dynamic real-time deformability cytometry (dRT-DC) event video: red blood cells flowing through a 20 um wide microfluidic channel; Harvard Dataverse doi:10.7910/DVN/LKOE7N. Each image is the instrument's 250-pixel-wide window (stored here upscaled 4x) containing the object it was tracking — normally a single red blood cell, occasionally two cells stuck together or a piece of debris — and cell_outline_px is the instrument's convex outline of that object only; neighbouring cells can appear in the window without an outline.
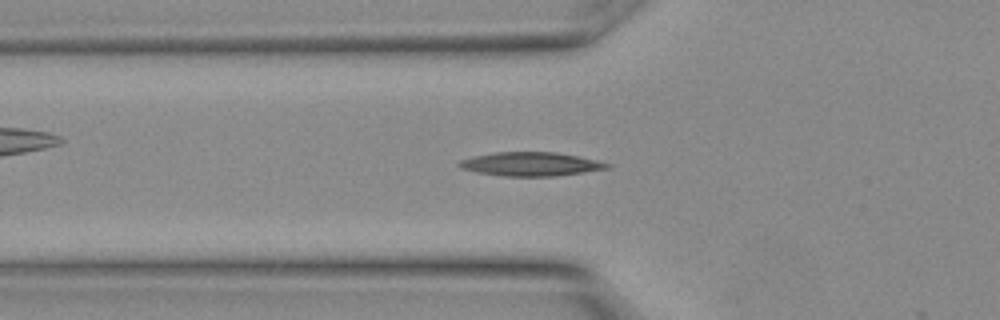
{"species": "Egyptian fruit bat (a non-hibernating species)", "species_latin": "Rousettus aegyptiacus", "temperature_condition": "warm", "stored_images_in_passage": 16, "camera_frame_rate_fps": 3000, "um_per_image_px": 0.085, "animal": {"sex": "female"}, "frame": {"image": 1, "passage_image": 10, "time_ms": 3.0, "image_size_px": [1000, 320], "cell_outline_px": [[612, 164], [608, 168], [584, 172], [552, 176], [504, 176], [476, 172], [464, 168], [456, 164], [460, 160], [472, 156], [496, 152], [556, 152], [596, 160]], "centroid_in_image_um": [45.09, 13.94], "position_along_channel_um": 80.7, "area_um2": 20.29}}
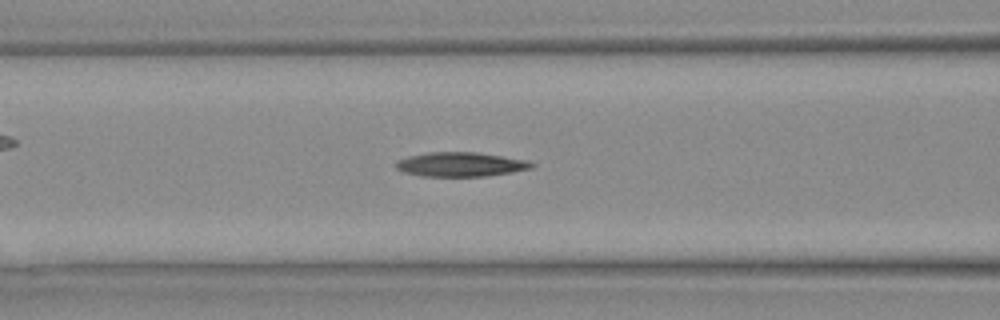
{"frame": {"image": 2, "passage_image": 12, "time_ms": 3.667, "image_size_px": [1000, 320], "cell_outline_px": [[536, 164], [532, 168], [512, 172], [484, 176], [424, 176], [404, 172], [396, 168], [396, 160], [408, 156], [428, 152], [476, 152], [528, 160]], "centroid_in_image_um": [39.16, 13.96], "position_along_channel_um": 127.4, "area_um2": 19.19}}